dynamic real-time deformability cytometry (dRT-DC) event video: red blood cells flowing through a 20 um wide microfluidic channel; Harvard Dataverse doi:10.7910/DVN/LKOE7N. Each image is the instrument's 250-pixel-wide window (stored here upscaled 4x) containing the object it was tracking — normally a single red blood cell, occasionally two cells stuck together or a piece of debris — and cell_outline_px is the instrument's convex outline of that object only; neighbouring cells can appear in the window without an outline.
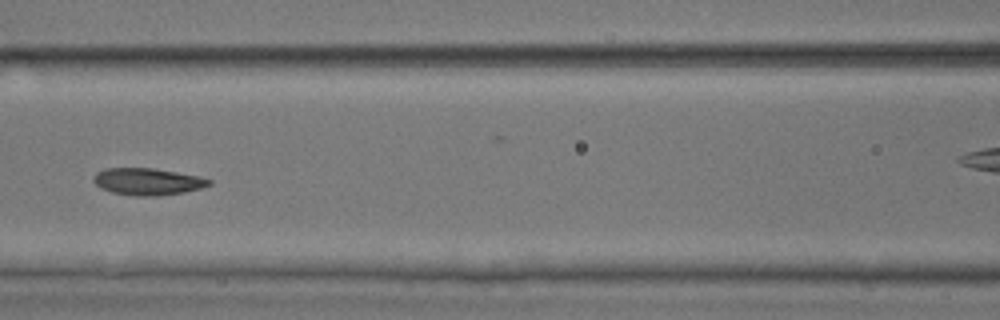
{"species": "common noctule bat (a hibernating species)", "species_latin": "Nyctalus noctula", "temperature_condition": "room temperature", "stored_images_in_passage": 7, "camera_frame_rate_fps": 3000, "um_per_image_px": 0.085, "animal": {"sex": "male", "body_mass_g": 17.9, "forearm_length_mm": 54.2}, "frame": {"image": 1, "passage_image": 6, "time_ms": 5.667, "image_size_px": [1000, 320], "cell_outline_px": [[212, 184], [204, 188], [184, 192], [156, 196], [132, 196], [112, 192], [100, 188], [92, 180], [96, 172], [104, 168], [152, 168], [200, 176], [212, 180]], "centroid_in_image_um": [12.56, 15.44], "position_along_channel_um": 154.0, "area_um2": 18.32}}